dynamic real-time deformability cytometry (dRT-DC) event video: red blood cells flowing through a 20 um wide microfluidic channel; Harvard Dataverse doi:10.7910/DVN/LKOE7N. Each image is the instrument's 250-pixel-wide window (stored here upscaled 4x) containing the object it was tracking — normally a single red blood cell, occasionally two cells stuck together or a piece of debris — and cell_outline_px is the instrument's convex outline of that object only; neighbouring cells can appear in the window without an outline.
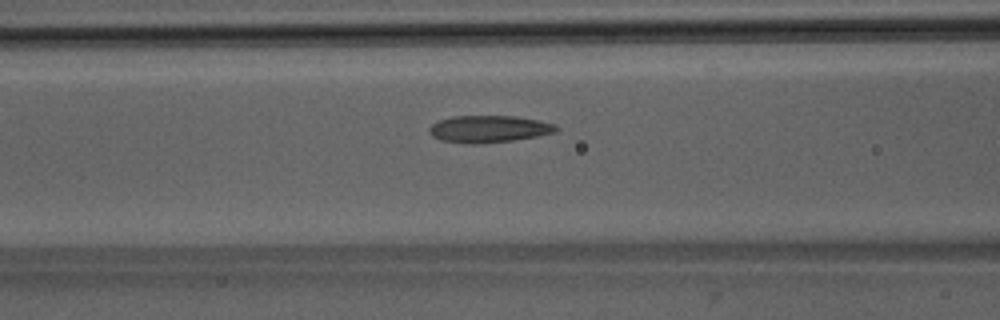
{"species": "Egyptian fruit bat (a non-hibernating species)", "species_latin": "Rousettus aegyptiacus", "temperature_condition": "room temperature", "stored_images_in_passage": 37, "camera_frame_rate_fps": 3000, "um_per_image_px": 0.085, "animal": {"sex": "male"}, "frame": {"image": 1, "passage_image": 8, "time_ms": 2.333, "image_size_px": [1000, 320], "cell_outline_px": [[560, 128], [556, 132], [536, 136], [512, 140], [476, 144], [472, 144], [440, 140], [432, 136], [428, 132], [428, 128], [432, 124], [440, 120], [452, 116], [516, 116], [556, 124]], "centroid_in_image_um": [41.54, 10.96], "position_along_channel_um": 125.1, "area_um2": 19.94}}
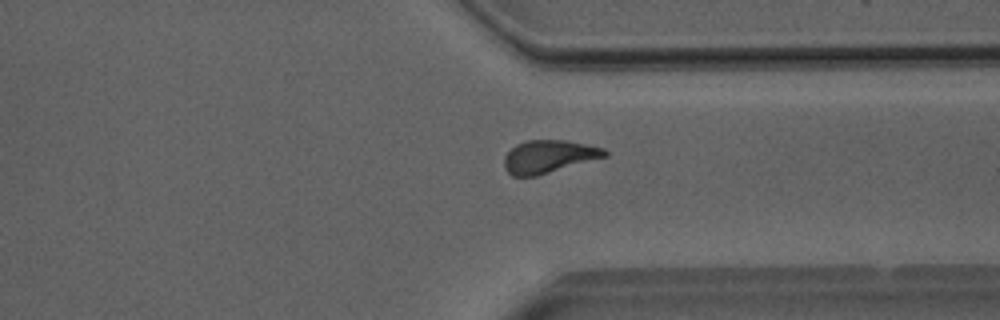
{"frame": {"image": 2, "passage_image": 26, "time_ms": 8.333, "image_size_px": [1000, 320], "cell_outline_px": [[608, 156], [536, 176], [512, 176], [504, 168], [504, 156], [516, 144], [528, 140], [564, 140], [604, 148], [608, 152]], "centroid_in_image_um": [46.63, 13.31], "position_along_channel_um": 364.8, "area_um2": 19.13}}
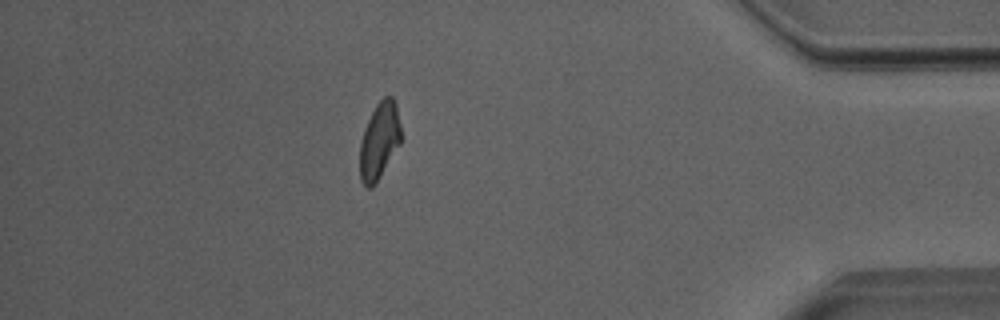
{"frame": {"image": 3, "passage_image": 32, "time_ms": 10.333, "image_size_px": [1000, 320], "cell_outline_px": [[400, 144], [376, 184], [372, 188], [368, 188], [360, 180], [360, 140], [364, 128], [376, 104], [384, 96], [392, 96], [396, 104], [400, 124]], "centroid_in_image_um": [32.23, 11.98], "position_along_channel_um": 403.0, "area_um2": 18.44}, "authors_computed_cell_mechanics": {"area_um2": 19.1318, "velocity_mm_per_s": 3.9911, "shape_relaxation_time_tau1_ms": null, "shape_relaxation_time_tau2_ms": 2.8899, "deformation_change_tau1": null, "deformation_change_tau2": 0.097}}